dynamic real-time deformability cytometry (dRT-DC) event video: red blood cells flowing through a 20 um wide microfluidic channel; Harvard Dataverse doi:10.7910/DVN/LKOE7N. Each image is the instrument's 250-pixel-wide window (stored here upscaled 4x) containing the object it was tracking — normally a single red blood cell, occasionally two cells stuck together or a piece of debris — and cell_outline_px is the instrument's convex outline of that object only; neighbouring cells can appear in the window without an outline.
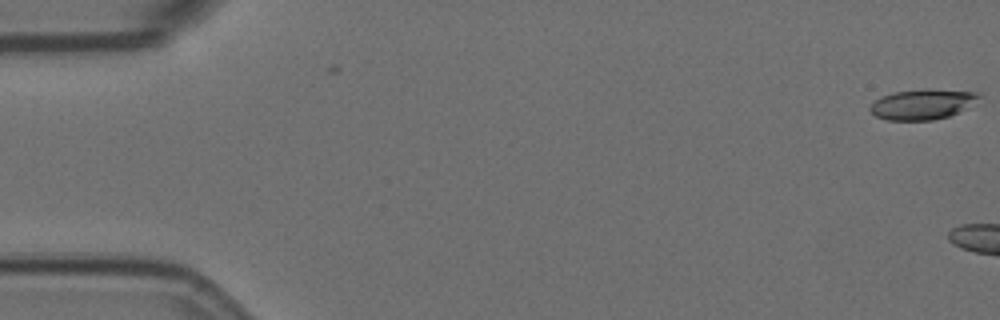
{"species": "Egyptian fruit bat (a non-hibernating species)", "species_latin": "Rousettus aegyptiacus", "temperature_condition": "room temperature", "stored_images_in_passage": 4, "camera_frame_rate_fps": 3000, "um_per_image_px": 0.085, "animal": {"sex": "female"}, "frame": {"image": 1, "passage_image": 1, "time_ms": 0.0, "image_size_px": [1000, 320], "cell_outline_px": [[980, 96], [968, 108], [948, 116], [932, 120], [888, 120], [876, 116], [868, 108], [880, 96], [896, 92], [976, 92]], "centroid_in_image_um": [78.34, 8.93], "position_along_channel_um": 6.7, "area_um2": 17.92}}